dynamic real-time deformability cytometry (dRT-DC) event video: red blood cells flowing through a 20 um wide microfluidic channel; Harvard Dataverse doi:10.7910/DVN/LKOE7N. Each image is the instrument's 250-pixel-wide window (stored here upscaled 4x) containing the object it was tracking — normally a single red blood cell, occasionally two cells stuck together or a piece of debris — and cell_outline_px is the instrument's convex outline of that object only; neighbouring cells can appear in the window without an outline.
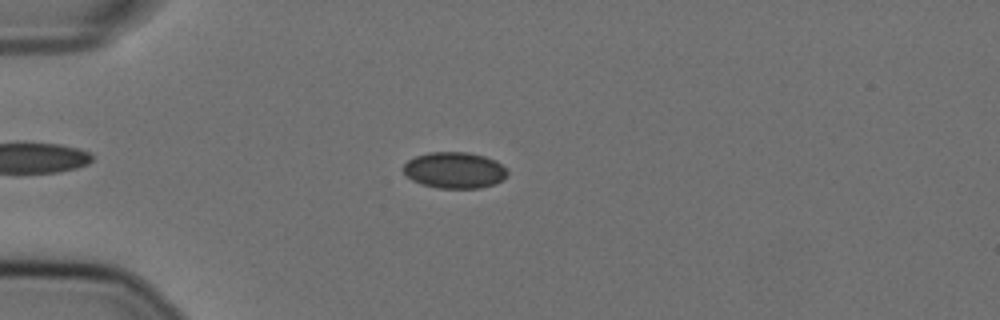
{"species": "Egyptian fruit bat (a non-hibernating species)", "species_latin": "Rousettus aegyptiacus", "temperature_condition": "cold", "stored_images_in_passage": 56, "camera_frame_rate_fps": 3000, "um_per_image_px": 0.085, "animal": {"sex": "female"}, "frame": {"image": 1, "passage_image": 15, "time_ms": 4.667, "image_size_px": [1000, 320], "cell_outline_px": [[508, 176], [492, 184], [480, 188], [436, 188], [420, 184], [412, 180], [404, 172], [404, 164], [408, 160], [416, 156], [428, 152], [468, 152], [484, 156], [496, 160], [508, 172]], "centroid_in_image_um": [38.62, 14.46], "position_along_channel_um": 46.4, "area_um2": 21.91}}
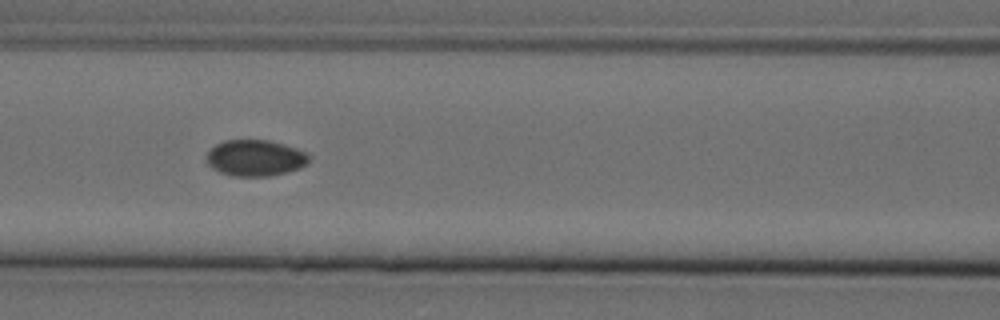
{"frame": {"image": 2, "passage_image": 25, "time_ms": 8.0, "image_size_px": [1000, 320], "cell_outline_px": [[308, 164], [300, 168], [268, 176], [232, 176], [220, 172], [212, 168], [208, 164], [208, 152], [216, 144], [224, 140], [268, 140], [284, 144], [296, 148], [304, 152], [308, 156]], "centroid_in_image_um": [21.69, 13.42], "position_along_channel_um": 144.9, "area_um2": 21.39}}
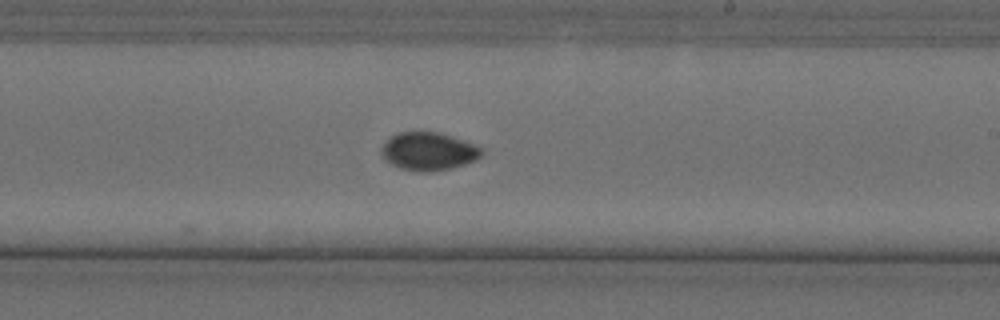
{"frame": {"image": 3, "passage_image": 34, "time_ms": 11.0, "image_size_px": [1000, 320], "cell_outline_px": [[484, 152], [476, 160], [452, 168], [428, 172], [420, 172], [400, 168], [392, 164], [380, 152], [380, 148], [396, 132], [440, 132], [484, 148]], "centroid_in_image_um": [36.45, 12.86], "position_along_channel_um": 252.6, "area_um2": 22.08}}